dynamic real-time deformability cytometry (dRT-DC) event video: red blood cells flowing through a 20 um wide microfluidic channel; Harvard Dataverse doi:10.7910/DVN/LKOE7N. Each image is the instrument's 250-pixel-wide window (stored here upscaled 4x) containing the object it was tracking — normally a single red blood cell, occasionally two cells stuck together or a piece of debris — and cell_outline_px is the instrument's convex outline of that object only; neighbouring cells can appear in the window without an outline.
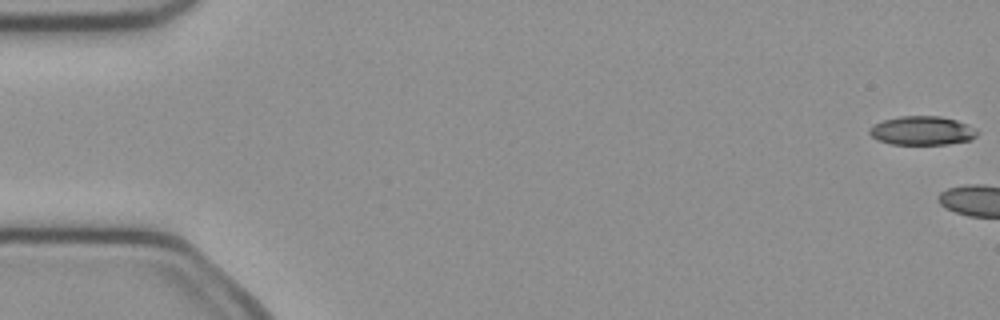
{"species": "common noctule bat (a hibernating species)", "species_latin": "Nyctalus noctula", "temperature_condition": "cold", "stored_images_in_passage": 9, "camera_frame_rate_fps": 3000, "um_per_image_px": 0.085, "animal": {"sex": "female", "body_mass_g": 21.9}, "frame": {"image": 1, "passage_image": 1, "time_ms": 0.0, "image_size_px": [1000, 320], "cell_outline_px": [[980, 132], [972, 140], [948, 144], [892, 144], [876, 140], [868, 132], [868, 128], [872, 124], [884, 120], [900, 116], [940, 116], [956, 120], [968, 124], [976, 128]], "centroid_in_image_um": [78.39, 11.1], "position_along_channel_um": 6.6, "area_um2": 18.38}}